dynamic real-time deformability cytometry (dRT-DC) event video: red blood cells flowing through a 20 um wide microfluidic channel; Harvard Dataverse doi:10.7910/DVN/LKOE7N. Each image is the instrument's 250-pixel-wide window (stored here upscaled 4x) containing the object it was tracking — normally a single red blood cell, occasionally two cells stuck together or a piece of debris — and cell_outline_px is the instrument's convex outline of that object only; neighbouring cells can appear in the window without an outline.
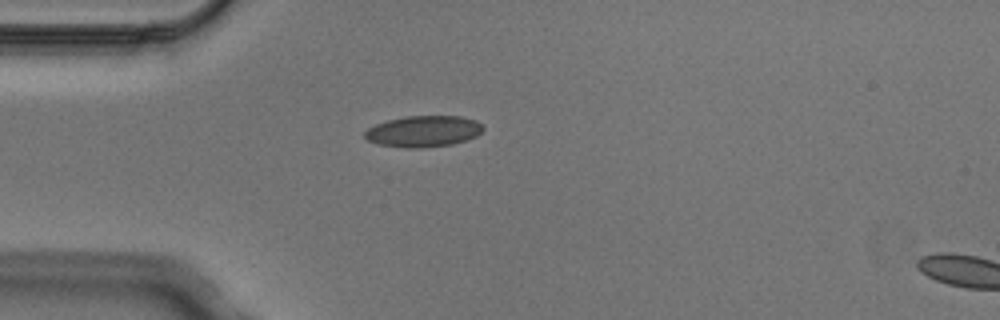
{"species": "Egyptian fruit bat (a non-hibernating species)", "species_latin": "Rousettus aegyptiacus", "temperature_condition": "cold", "stored_images_in_passage": 4, "camera_frame_rate_fps": 3000, "um_per_image_px": 0.085, "animal": {"sex": "male"}, "frame": {"image": 1, "passage_image": 4, "time_ms": 1.0, "image_size_px": [1000, 320], "cell_outline_px": [[484, 128], [476, 136], [452, 144], [420, 148], [408, 148], [376, 144], [368, 140], [364, 136], [364, 132], [368, 128], [376, 124], [388, 120], [408, 116], [460, 116], [476, 120]], "centroid_in_image_um": [35.97, 11.16], "position_along_channel_um": 49.0, "area_um2": 21.39}}